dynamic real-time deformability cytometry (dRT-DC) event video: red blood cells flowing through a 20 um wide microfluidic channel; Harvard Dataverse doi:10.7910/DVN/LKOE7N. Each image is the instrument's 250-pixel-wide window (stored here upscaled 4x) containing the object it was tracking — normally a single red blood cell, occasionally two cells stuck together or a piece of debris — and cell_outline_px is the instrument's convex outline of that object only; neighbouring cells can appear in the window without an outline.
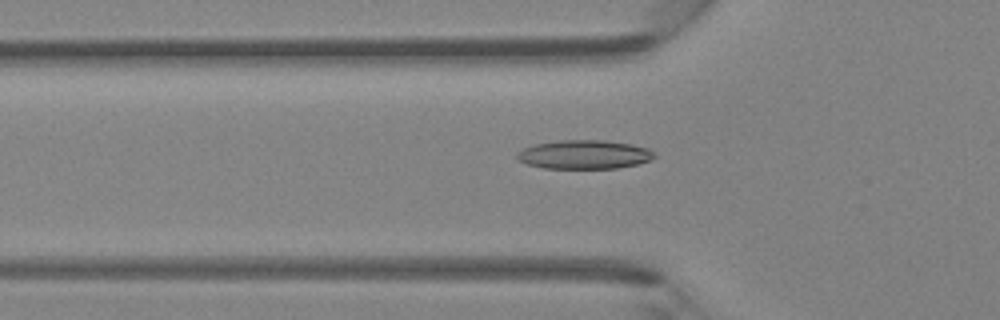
{"species": "Egyptian fruit bat (a non-hibernating species)", "species_latin": "Rousettus aegyptiacus", "temperature_condition": "room temperature", "stored_images_in_passage": 33, "camera_frame_rate_fps": 3000, "um_per_image_px": 0.085, "animal": {"sex": "female"}, "frame": {"image": 1, "passage_image": 3, "time_ms": 0.667, "image_size_px": [1000, 320], "cell_outline_px": [[656, 156], [652, 160], [636, 164], [616, 168], [544, 168], [528, 164], [520, 160], [516, 156], [524, 148], [536, 144], [560, 140], [604, 140], [632, 144], [648, 148]], "centroid_in_image_um": [49.7, 13.13], "position_along_channel_um": 76.1, "area_um2": 22.83}}
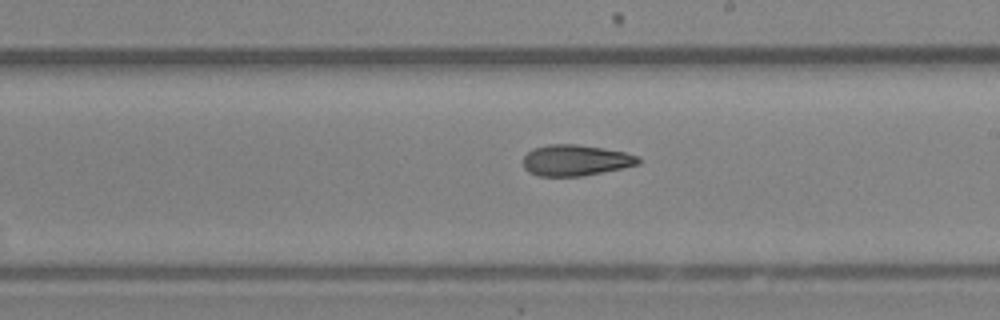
{"frame": {"image": 2, "passage_image": 14, "time_ms": 4.333, "image_size_px": [1000, 320], "cell_outline_px": [[640, 164], [624, 168], [584, 176], [540, 176], [528, 172], [524, 168], [524, 156], [532, 148], [548, 144], [576, 144], [604, 148], [624, 152], [640, 156]], "centroid_in_image_um": [48.95, 13.62], "position_along_channel_um": 240.1, "area_um2": 21.04}}
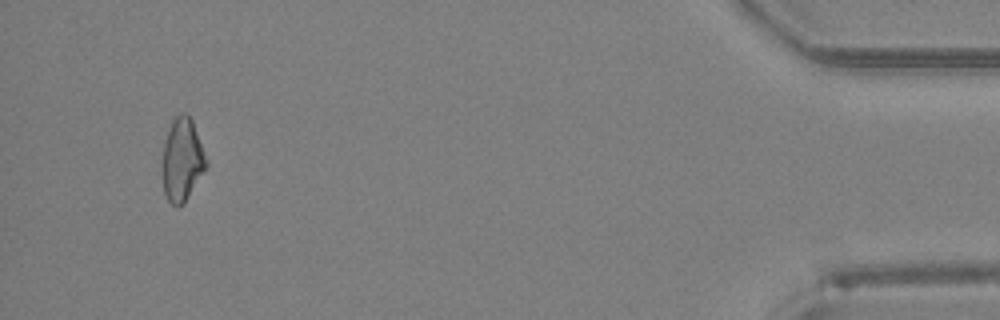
{"frame": {"image": 3, "passage_image": 31, "time_ms": 10.0, "image_size_px": [1000, 320], "cell_outline_px": [[208, 164], [184, 204], [176, 208], [168, 200], [164, 192], [160, 164], [164, 144], [168, 128], [172, 120], [180, 112], [184, 112], [192, 120]], "centroid_in_image_um": [15.43, 13.6], "position_along_channel_um": 419.8, "area_um2": 21.39}}